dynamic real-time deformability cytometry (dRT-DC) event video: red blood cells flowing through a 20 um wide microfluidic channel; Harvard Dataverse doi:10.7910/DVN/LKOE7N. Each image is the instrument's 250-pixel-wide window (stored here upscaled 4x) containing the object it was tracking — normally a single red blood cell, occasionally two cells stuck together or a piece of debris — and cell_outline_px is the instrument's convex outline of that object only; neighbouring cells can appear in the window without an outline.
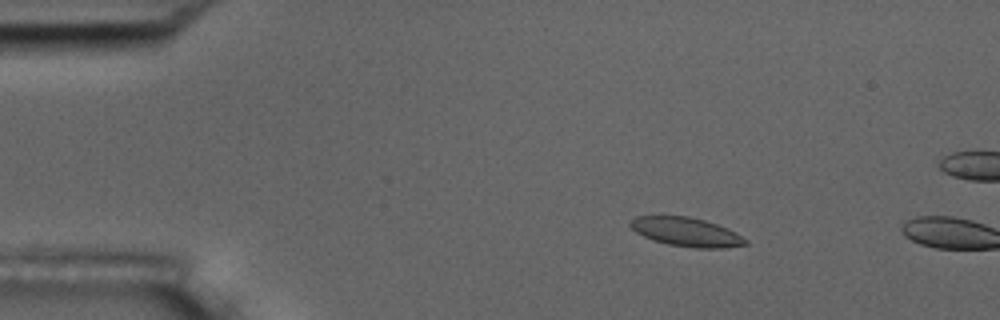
{"species": "common noctule bat (a hibernating species)", "species_latin": "Nyctalus noctula", "temperature_condition": "room temperature", "stored_images_in_passage": 4, "camera_frame_rate_fps": 3000, "um_per_image_px": 0.085, "animal": {"sex": "male", "body_mass_g": 17.5, "forearm_length_mm": 52.3}, "frame": {"image": 1, "passage_image": 3, "time_ms": 2.333, "image_size_px": [1000, 320], "cell_outline_px": [[748, 244], [724, 248], [696, 248], [668, 244], [652, 240], [636, 232], [628, 224], [628, 220], [636, 216], [688, 216], [704, 220], [728, 228], [736, 232], [748, 240]], "centroid_in_image_um": [58.33, 19.71], "position_along_channel_um": 26.7, "area_um2": 19.48}}